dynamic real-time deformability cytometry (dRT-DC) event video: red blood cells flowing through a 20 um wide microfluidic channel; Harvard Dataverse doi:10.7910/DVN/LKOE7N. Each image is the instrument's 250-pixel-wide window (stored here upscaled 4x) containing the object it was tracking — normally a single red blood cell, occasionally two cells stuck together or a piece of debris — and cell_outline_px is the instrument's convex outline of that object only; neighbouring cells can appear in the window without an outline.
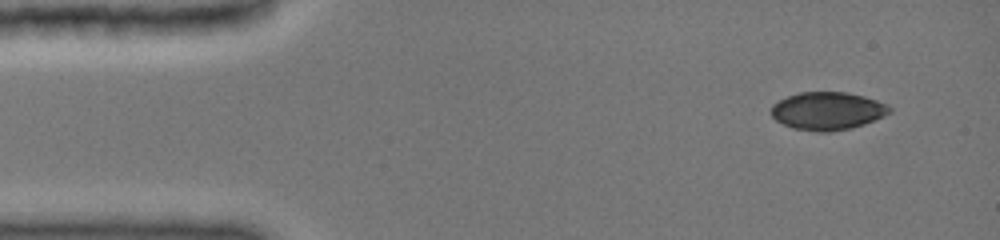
{"species": "common noctule bat (a hibernating species)", "species_latin": "Nyctalus noctula", "temperature_condition": "cold", "stored_images_in_passage": 5, "segment_of_instrument_passage": [1, 2], "camera_frame_rate_fps": 3000, "um_per_image_px": 0.085, "animal": {"sex": "female", "body_mass_g": 19.0, "forearm_length_mm": 51.5}, "frame": {"image": 1, "passage_image": 1, "time_ms": 0.0, "image_size_px": [1000, 240], "cell_outline_px": [[892, 112], [884, 116], [864, 124], [852, 128], [828, 132], [816, 132], [792, 128], [776, 120], [772, 116], [772, 104], [788, 96], [800, 92], [848, 92], [864, 96], [888, 104], [892, 108]], "centroid_in_image_um": [70.37, 9.43], "position_along_channel_um": 14.6, "area_um2": 26.24}}